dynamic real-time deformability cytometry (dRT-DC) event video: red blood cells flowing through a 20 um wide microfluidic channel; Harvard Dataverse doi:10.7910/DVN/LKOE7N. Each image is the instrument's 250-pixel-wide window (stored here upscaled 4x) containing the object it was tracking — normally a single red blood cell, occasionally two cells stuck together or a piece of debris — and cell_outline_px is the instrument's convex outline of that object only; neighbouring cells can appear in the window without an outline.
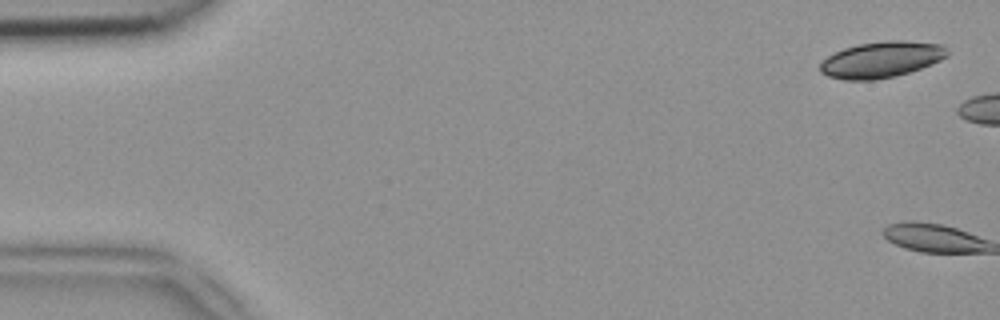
{"species": "common noctule bat (a hibernating species)", "species_latin": "Nyctalus noctula", "temperature_condition": "room temperature", "stored_images_in_passage": 2, "camera_frame_rate_fps": 3000, "um_per_image_px": 0.085, "animal": {"sex": "female", "body_mass_g": 18.4}, "frame": {"image": 1, "passage_image": 1, "time_ms": 0.0, "image_size_px": [1000, 320], "cell_outline_px": [[948, 56], [932, 64], [896, 76], [876, 80], [844, 80], [828, 76], [820, 72], [820, 60], [844, 48], [860, 44], [888, 40], [904, 40], [944, 44], [948, 48]], "centroid_in_image_um": [74.93, 5.06], "position_along_channel_um": 10.1, "area_um2": 26.93}}